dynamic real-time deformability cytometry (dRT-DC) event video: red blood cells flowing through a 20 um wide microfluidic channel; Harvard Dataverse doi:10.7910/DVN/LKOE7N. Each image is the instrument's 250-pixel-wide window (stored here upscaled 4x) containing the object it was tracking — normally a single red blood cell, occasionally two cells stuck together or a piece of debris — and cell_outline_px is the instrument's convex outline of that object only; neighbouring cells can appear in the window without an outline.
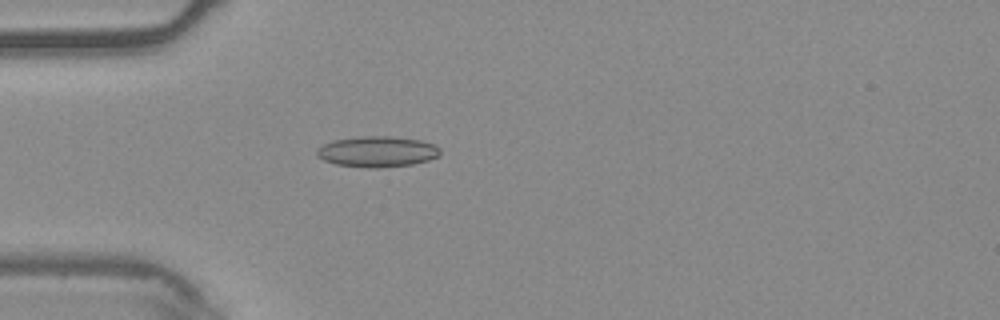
{"species": "common noctule bat (a hibernating species)", "species_latin": "Nyctalus noctula", "temperature_condition": "warm", "stored_images_in_passage": 54, "camera_frame_rate_fps": 3000, "um_per_image_px": 0.085, "animal": {"sex": "male", "body_mass_g": 20.4}, "frame": {"image": 1, "passage_image": 16, "time_ms": 5.0, "image_size_px": [1000, 320], "cell_outline_px": [[440, 156], [428, 160], [412, 164], [376, 168], [368, 168], [336, 164], [324, 160], [316, 156], [316, 148], [332, 140], [360, 136], [392, 136], [420, 140], [436, 144], [440, 148]], "centroid_in_image_um": [32.07, 12.88], "position_along_channel_um": 52.9, "area_um2": 22.31}}
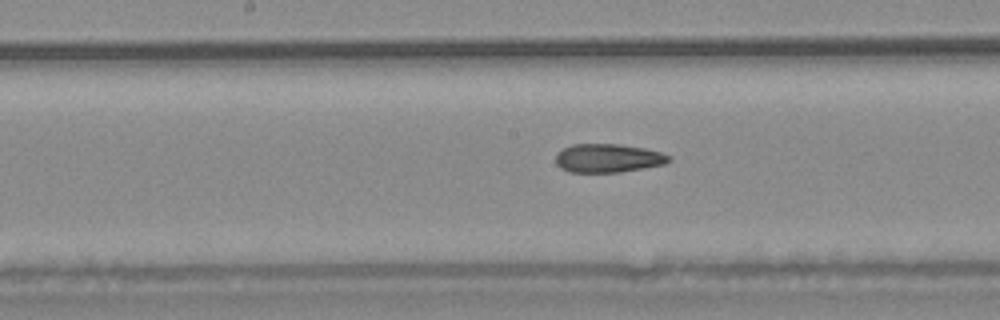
{"frame": {"image": 2, "passage_image": 28, "time_ms": 9.0, "image_size_px": [1000, 320], "cell_outline_px": [[672, 160], [664, 164], [644, 168], [620, 172], [568, 172], [560, 168], [556, 164], [556, 152], [572, 144], [616, 144], [644, 148], [660, 152], [672, 156]], "centroid_in_image_um": [51.67, 13.44], "position_along_channel_um": 196.5, "area_um2": 18.96}}
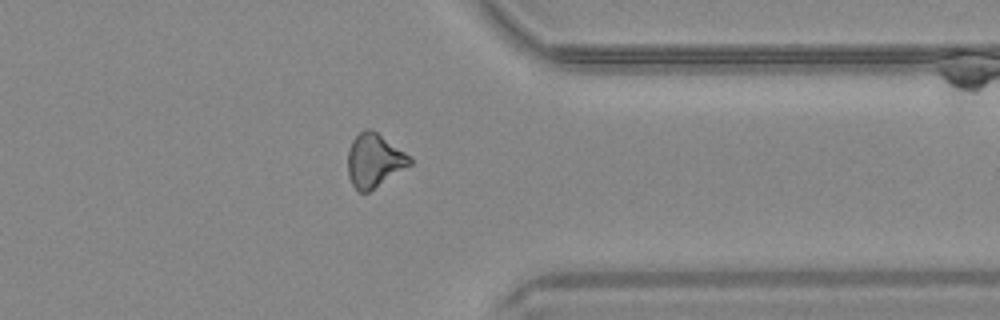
{"frame": {"image": 3, "passage_image": 43, "time_ms": 14.0, "image_size_px": [1000, 320], "cell_outline_px": [[412, 164], [368, 192], [360, 192], [352, 184], [348, 176], [348, 152], [352, 140], [364, 128], [368, 128], [376, 132], [404, 152], [412, 160]], "centroid_in_image_um": [31.78, 13.64], "position_along_channel_um": 379.6, "area_um2": 18.96}, "authors_computed_cell_mechanics": {"area_um2": 19.9121, "velocity_mm_per_s": 3.793, "shape_relaxation_time_tau1_ms": null, "shape_relaxation_time_tau2_ms": 3.8661, "deformation_change_tau1": null, "deformation_change_tau2": 0.1073}}